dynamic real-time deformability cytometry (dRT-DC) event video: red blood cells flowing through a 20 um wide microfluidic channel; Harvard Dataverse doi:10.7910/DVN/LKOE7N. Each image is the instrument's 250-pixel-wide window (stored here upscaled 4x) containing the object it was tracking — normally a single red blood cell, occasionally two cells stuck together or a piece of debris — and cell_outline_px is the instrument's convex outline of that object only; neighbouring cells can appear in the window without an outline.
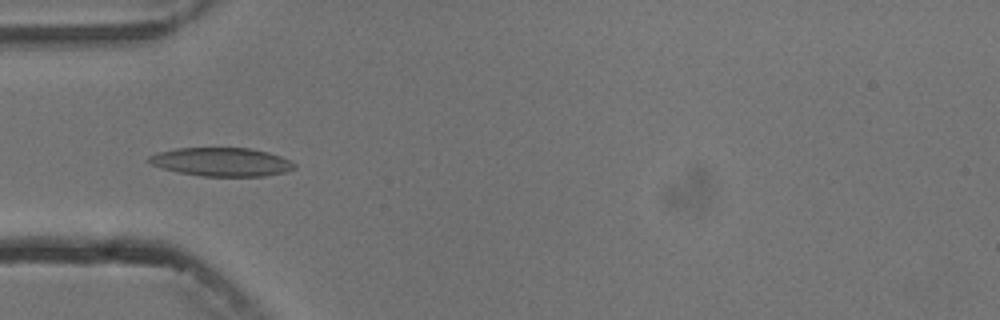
{"species": "common noctule bat (a hibernating species)", "species_latin": "Nyctalus noctula", "temperature_condition": "cold", "stored_images_in_passage": 7, "camera_frame_rate_fps": 3000, "um_per_image_px": 0.085, "animal": {"sex": "male", "body_mass_g": 13.3}, "frame": {"image": 1, "passage_image": 5, "time_ms": 4.333, "image_size_px": [1000, 320], "cell_outline_px": [[296, 168], [288, 172], [264, 176], [204, 176], [176, 172], [152, 164], [144, 160], [148, 156], [156, 152], [176, 148], [248, 148], [268, 152], [280, 156], [296, 164]], "centroid_in_image_um": [18.81, 13.76], "position_along_channel_um": 66.2, "area_um2": 24.33}}
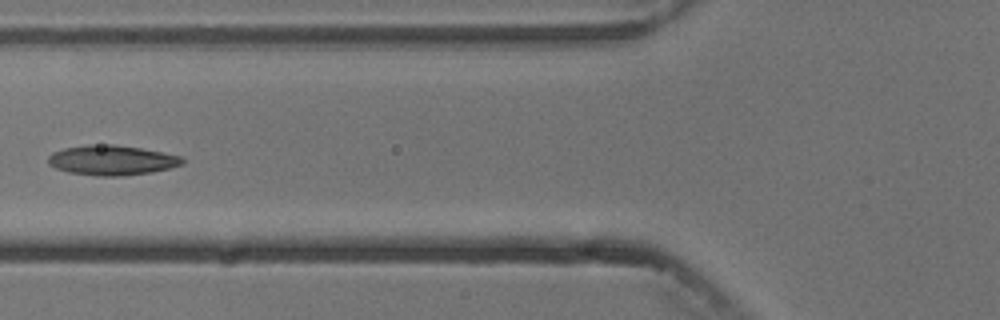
{"frame": {"image": 2, "passage_image": 6, "time_ms": 5.667, "image_size_px": [1000, 320], "cell_outline_px": [[184, 164], [152, 172], [124, 176], [96, 176], [68, 172], [56, 168], [48, 164], [48, 156], [52, 152], [64, 148], [88, 144], [116, 144], [140, 148], [184, 156]], "centroid_in_image_um": [9.51, 13.61], "position_along_channel_um": 116.3, "area_um2": 23.64}}
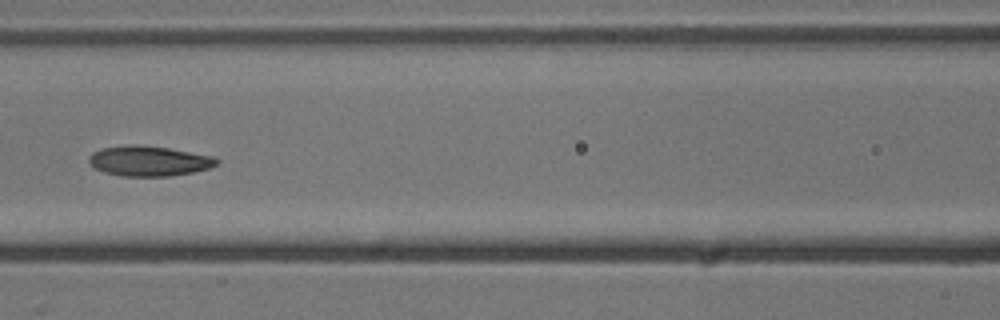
{"frame": {"image": 3, "passage_image": 7, "time_ms": 6.667, "image_size_px": [1000, 320], "cell_outline_px": [[220, 160], [216, 164], [208, 168], [192, 172], [172, 176], [120, 176], [104, 172], [96, 168], [88, 160], [88, 156], [92, 152], [100, 148], [132, 144], [136, 144], [168, 148], [216, 156]], "centroid_in_image_um": [12.66, 13.67], "position_along_channel_um": 153.9, "area_um2": 22.54}}